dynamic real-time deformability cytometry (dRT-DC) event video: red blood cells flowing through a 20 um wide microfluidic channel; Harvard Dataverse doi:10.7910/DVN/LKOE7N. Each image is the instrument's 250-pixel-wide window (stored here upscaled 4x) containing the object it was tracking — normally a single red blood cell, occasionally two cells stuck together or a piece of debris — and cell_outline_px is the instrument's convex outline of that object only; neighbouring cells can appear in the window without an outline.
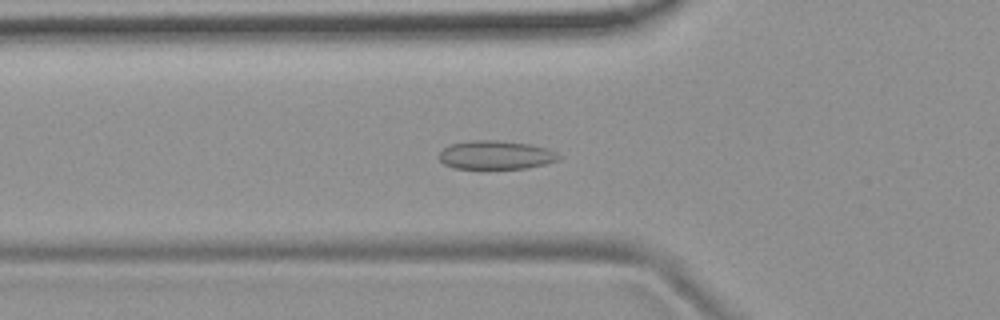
{"species": "common noctule bat (a hibernating species)", "species_latin": "Nyctalus noctula", "temperature_condition": "room temperature", "stored_images_in_passage": 54, "camera_frame_rate_fps": 3000, "um_per_image_px": 0.085, "animal": {"sex": "female", "body_mass_g": 19.9}, "frame": {"image": 1, "passage_image": 18, "time_ms": 5.667, "image_size_px": [1000, 320], "cell_outline_px": [[564, 156], [560, 160], [528, 168], [452, 168], [444, 164], [440, 160], [440, 152], [444, 148], [452, 144], [468, 140], [496, 140], [528, 144], [548, 148]], "centroid_in_image_um": [42.19, 13.17], "position_along_channel_um": 83.6, "area_um2": 20.0}}
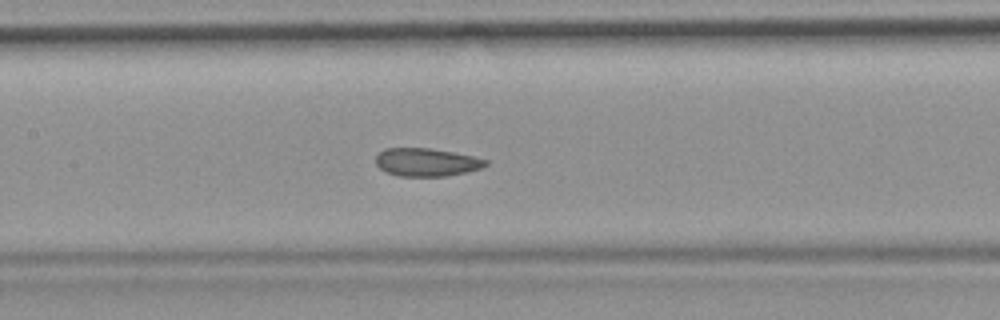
{"frame": {"image": 2, "passage_image": 25, "time_ms": 8.0, "image_size_px": [1000, 320], "cell_outline_px": [[488, 164], [480, 168], [464, 172], [444, 176], [400, 176], [388, 172], [380, 168], [376, 164], [376, 156], [384, 148], [432, 148], [472, 156], [488, 160]], "centroid_in_image_um": [36.24, 13.78], "position_along_channel_um": 171.2, "area_um2": 17.74}}
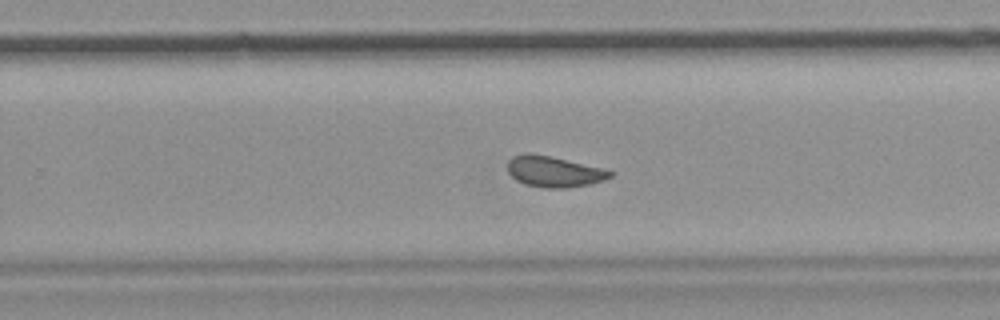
{"frame": {"image": 3, "passage_image": 34, "time_ms": 11.0, "image_size_px": [1000, 320], "cell_outline_px": [[616, 172], [612, 176], [604, 180], [588, 184], [568, 188], [544, 188], [524, 184], [516, 180], [508, 172], [508, 160], [512, 156], [528, 152], [552, 156], [604, 168]], "centroid_in_image_um": [47.1, 14.58], "position_along_channel_um": 282.7, "area_um2": 18.73}, "authors_computed_cell_mechanics": {"area_um2": 19.2185, "velocity_mm_per_s": 3.7375, "shape_relaxation_time_tau1_ms": 7.5938, "shape_relaxation_time_tau2_ms": 1.8041, "deformation_change_tau1": 0.1035, "deformation_change_tau2": 0.045}}